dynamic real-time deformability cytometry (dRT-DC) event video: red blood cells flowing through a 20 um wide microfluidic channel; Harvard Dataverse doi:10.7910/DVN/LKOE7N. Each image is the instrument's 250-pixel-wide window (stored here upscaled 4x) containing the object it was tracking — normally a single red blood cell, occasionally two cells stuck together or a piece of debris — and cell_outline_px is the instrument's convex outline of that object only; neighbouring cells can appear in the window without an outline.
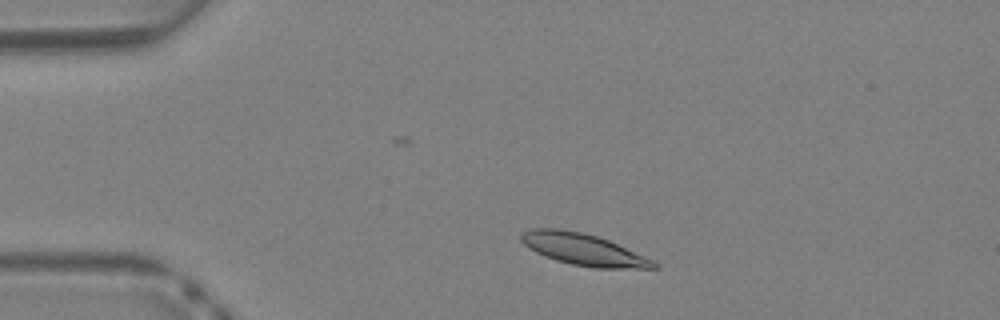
{"species": "Egyptian fruit bat (a non-hibernating species)", "species_latin": "Rousettus aegyptiacus", "temperature_condition": "warm", "stored_images_in_passage": 35, "camera_frame_rate_fps": 3000, "um_per_image_px": 0.085, "animal": {"sex": "female"}, "frame": {"image": 1, "passage_image": 4, "time_ms": 1.0, "image_size_px": [1000, 320], "cell_outline_px": [[660, 268], [592, 268], [572, 264], [556, 260], [544, 256], [528, 248], [520, 240], [520, 232], [532, 228], [560, 228], [580, 232], [596, 236], [608, 240], [644, 256], [660, 264]], "centroid_in_image_um": [49.54, 21.2], "position_along_channel_um": 35.5, "area_um2": 24.45}}
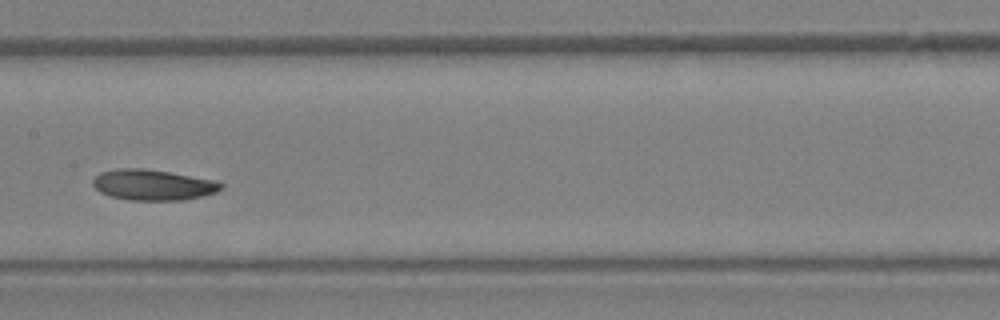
{"frame": {"image": 2, "passage_image": 16, "time_ms": 5.0, "image_size_px": [1000, 320], "cell_outline_px": [[224, 184], [216, 192], [184, 200], [128, 200], [112, 196], [100, 192], [92, 184], [92, 180], [100, 172], [116, 168], [144, 168], [220, 180]], "centroid_in_image_um": [13.02, 15.7], "position_along_channel_um": 194.4, "area_um2": 23.06}}
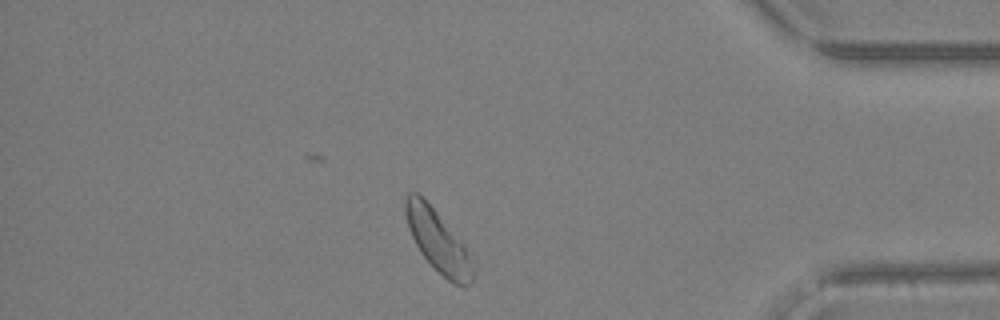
{"frame": {"image": 3, "passage_image": 30, "time_ms": 9.667, "image_size_px": [1000, 320], "cell_outline_px": [[476, 272], [472, 284], [456, 284], [448, 280], [420, 252], [408, 228], [404, 212], [404, 200], [408, 192], [416, 192], [436, 212], [464, 244], [476, 268]], "centroid_in_image_um": [37.24, 20.5], "position_along_channel_um": 398.0, "area_um2": 23.87}}